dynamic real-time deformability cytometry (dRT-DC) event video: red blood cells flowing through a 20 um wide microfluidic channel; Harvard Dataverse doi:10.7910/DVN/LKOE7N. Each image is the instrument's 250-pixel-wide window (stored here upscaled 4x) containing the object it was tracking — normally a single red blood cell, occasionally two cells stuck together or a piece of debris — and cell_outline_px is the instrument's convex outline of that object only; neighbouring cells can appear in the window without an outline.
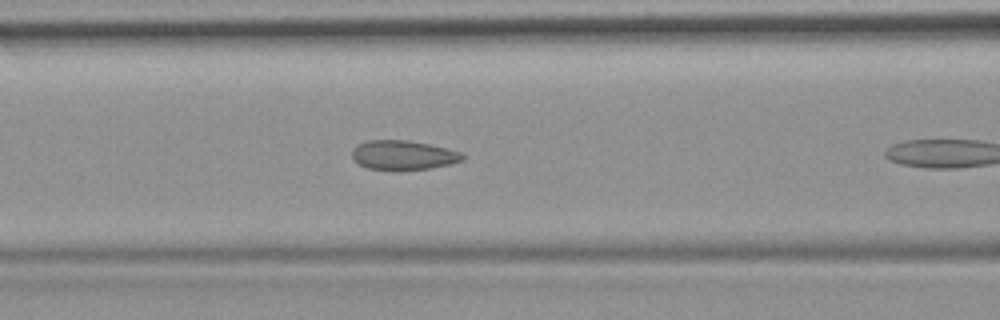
{"species": "common noctule bat (a hibernating species)", "species_latin": "Nyctalus noctula", "temperature_condition": "room temperature", "stored_images_in_passage": 5, "camera_frame_rate_fps": 3000, "um_per_image_px": 0.085, "animal": {"sex": "female", "body_mass_g": 19.9}, "frame": {"image": 1, "passage_image": 4, "time_ms": 1.0, "image_size_px": [1000, 320], "cell_outline_px": [[464, 160], [452, 164], [428, 168], [396, 172], [392, 172], [368, 168], [352, 160], [352, 148], [356, 144], [368, 140], [408, 140], [448, 148], [460, 152], [464, 156]], "centroid_in_image_um": [34.24, 13.21], "position_along_channel_um": 132.4, "area_um2": 19.48}}